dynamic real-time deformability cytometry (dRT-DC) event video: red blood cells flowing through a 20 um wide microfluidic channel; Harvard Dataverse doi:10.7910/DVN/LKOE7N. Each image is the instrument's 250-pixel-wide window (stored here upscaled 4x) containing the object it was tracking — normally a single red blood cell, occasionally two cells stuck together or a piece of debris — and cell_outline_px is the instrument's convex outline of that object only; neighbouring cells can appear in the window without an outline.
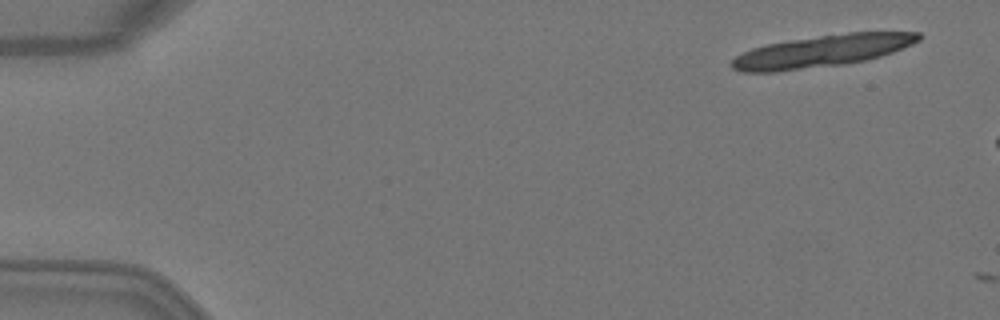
{"species": "Egyptian fruit bat (a non-hibernating species)", "species_latin": "Rousettus aegyptiacus", "temperature_condition": "warm", "stored_images_in_passage": 2, "camera_frame_rate_fps": 3000, "um_per_image_px": 0.085, "animal": {"sex": "female"}, "frame": {"image": 1, "passage_image": 1, "time_ms": 0.0, "image_size_px": [1000, 320], "cell_outline_px": [[924, 36], [920, 40], [912, 44], [892, 52], [880, 56], [864, 60], [844, 64], [776, 72], [744, 72], [732, 68], [732, 60], [736, 56], [752, 48], [768, 44], [792, 40], [848, 32], [920, 32]], "centroid_in_image_um": [69.91, 4.34], "position_along_channel_um": 15.1, "area_um2": 34.45}}